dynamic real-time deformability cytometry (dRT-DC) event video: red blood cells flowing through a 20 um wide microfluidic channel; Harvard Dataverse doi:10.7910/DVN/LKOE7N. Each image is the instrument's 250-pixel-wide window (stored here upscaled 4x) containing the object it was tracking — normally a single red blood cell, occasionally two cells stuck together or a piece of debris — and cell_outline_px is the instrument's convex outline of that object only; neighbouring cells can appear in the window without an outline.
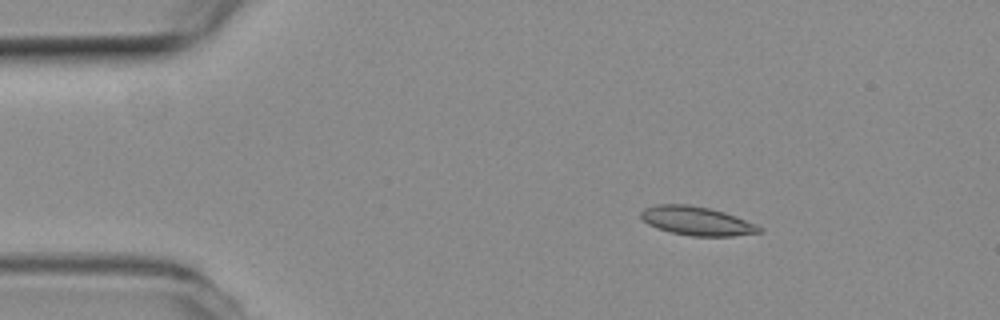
{"species": "common noctule bat (a hibernating species)", "species_latin": "Nyctalus noctula", "temperature_condition": "room temperature", "stored_images_in_passage": 3, "camera_frame_rate_fps": 3000, "um_per_image_px": 0.085, "animal": {"sex": "female", "body_mass_g": 19.3, "forearm_length_mm": 54.1}, "frame": {"image": 1, "passage_image": 1, "time_ms": 0.0, "image_size_px": [1000, 320], "cell_outline_px": [[764, 232], [732, 236], [692, 236], [672, 232], [656, 228], [648, 224], [640, 216], [640, 212], [644, 208], [656, 204], [688, 204], [708, 208], [724, 212], [756, 224], [764, 228]], "centroid_in_image_um": [59.24, 18.78], "position_along_channel_um": 25.8, "area_um2": 19.88}}